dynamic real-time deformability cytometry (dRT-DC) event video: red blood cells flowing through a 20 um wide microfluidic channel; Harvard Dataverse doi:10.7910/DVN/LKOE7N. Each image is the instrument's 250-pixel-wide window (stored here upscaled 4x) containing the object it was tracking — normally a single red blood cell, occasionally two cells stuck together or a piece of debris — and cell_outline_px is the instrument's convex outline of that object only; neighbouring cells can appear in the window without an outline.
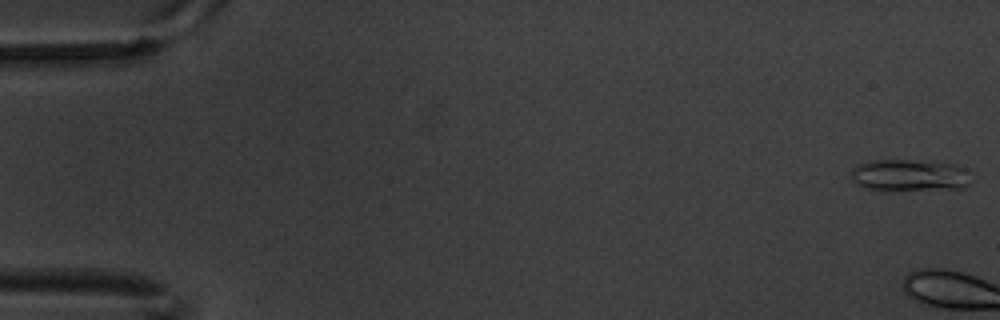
{"species": "common noctule bat (a hibernating species)", "species_latin": "Nyctalus noctula", "temperature_condition": "warm", "stored_images_in_passage": 8, "camera_frame_rate_fps": 3000, "um_per_image_px": 0.085, "animal": {"sex": "male", "body_mass_g": 20.1, "forearm_length_mm": 53.5}, "frame": {"image": 1, "passage_image": 1, "time_ms": 0.0, "image_size_px": [1000, 320], "cell_outline_px": [[972, 180], [964, 188], [880, 192], [856, 184], [852, 180], [852, 168], [860, 164], [872, 160], [928, 160], [956, 164], [968, 168]], "centroid_in_image_um": [77.37, 14.91], "position_along_channel_um": 7.6, "area_um2": 23.24}}
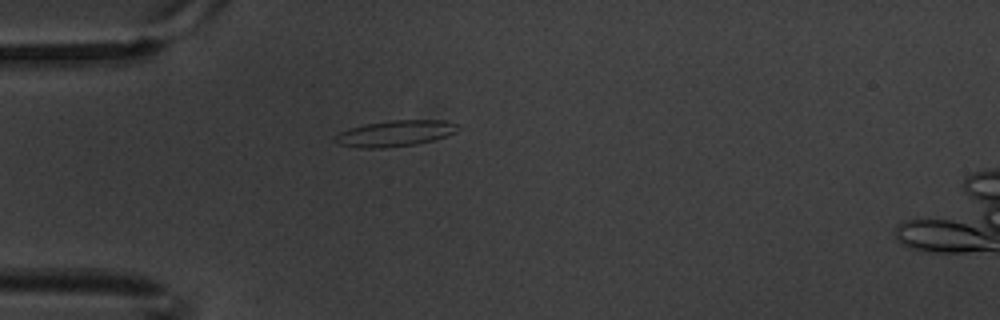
{"frame": {"image": 2, "passage_image": 8, "time_ms": 2.333, "image_size_px": [1000, 320], "cell_outline_px": [[460, 128], [456, 132], [432, 140], [416, 144], [384, 148], [360, 148], [340, 144], [332, 140], [332, 136], [348, 128], [368, 124], [392, 120], [444, 120], [460, 124]], "centroid_in_image_um": [33.58, 11.34], "position_along_channel_um": 51.4, "area_um2": 18.67}}